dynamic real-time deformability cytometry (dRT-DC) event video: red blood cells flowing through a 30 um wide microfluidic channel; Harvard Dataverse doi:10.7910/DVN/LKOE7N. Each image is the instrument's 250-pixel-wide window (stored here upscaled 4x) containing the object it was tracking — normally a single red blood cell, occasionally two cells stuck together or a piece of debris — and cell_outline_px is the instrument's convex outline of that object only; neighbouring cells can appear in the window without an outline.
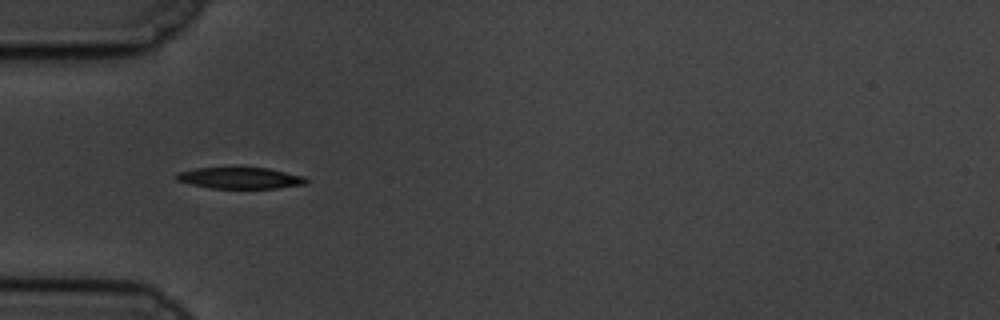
{"species": "common noctule bat (a hibernating species)", "species_latin": "Nyctalus noctula", "temperature_condition": "cold", "stored_images_in_passage": 4, "camera_frame_rate_fps": 3000, "um_per_image_px": 0.085, "animal": {"sex": "male", "body_mass_g": 19.5, "forearm_length_mm": 54.6}, "frame": {"image": 1, "passage_image": 1, "time_ms": 0.0, "image_size_px": [1000, 320], "cell_outline_px": [[308, 180], [304, 184], [276, 188], [212, 188], [192, 184], [176, 180], [176, 176], [180, 172], [196, 168], [268, 168], [304, 176]], "centroid_in_image_um": [20.43, 15.13], "position_along_channel_um": 64.6, "area_um2": 15.78}}